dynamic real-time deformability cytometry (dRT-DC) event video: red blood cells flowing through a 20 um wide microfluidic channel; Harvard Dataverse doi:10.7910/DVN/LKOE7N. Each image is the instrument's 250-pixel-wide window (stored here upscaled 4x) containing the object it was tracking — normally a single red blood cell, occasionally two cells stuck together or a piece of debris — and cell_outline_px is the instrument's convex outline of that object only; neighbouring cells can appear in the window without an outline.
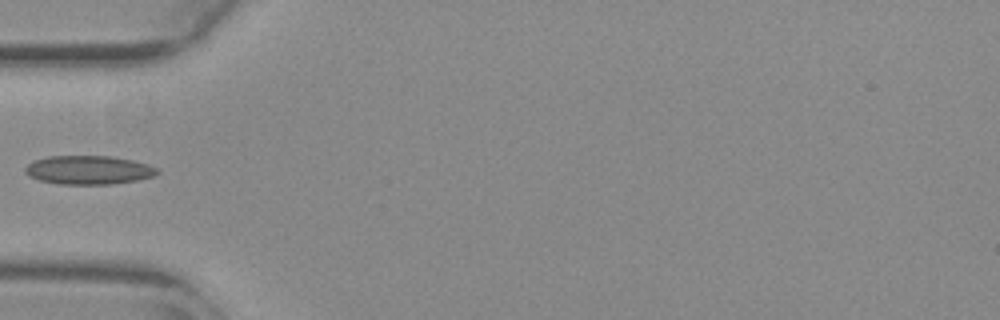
{"species": "common noctule bat (a hibernating species)", "species_latin": "Nyctalus noctula", "temperature_condition": "warm", "stored_images_in_passage": 37, "camera_frame_rate_fps": 3000, "um_per_image_px": 0.085, "animal": {"sex": "female", "body_mass_g": 29.2, "forearm_length_mm": 56.3}, "frame": {"image": 1, "passage_image": 1, "time_ms": 0.0, "image_size_px": [1000, 320], "cell_outline_px": [[160, 172], [156, 176], [136, 180], [112, 184], [60, 184], [40, 180], [28, 176], [24, 172], [24, 168], [32, 160], [48, 156], [112, 156], [132, 160], [148, 164], [156, 168]], "centroid_in_image_um": [7.52, 14.44], "position_along_channel_um": 77.5, "area_um2": 22.25}}
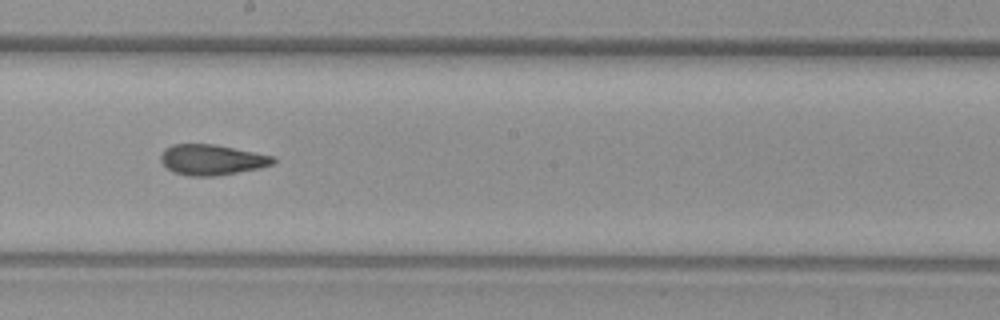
{"frame": {"image": 2, "passage_image": 13, "time_ms": 4.0, "image_size_px": [1000, 320], "cell_outline_px": [[276, 160], [272, 164], [260, 168], [216, 176], [188, 176], [172, 172], [160, 160], [160, 156], [164, 148], [172, 144], [212, 144], [276, 156]], "centroid_in_image_um": [17.99, 13.58], "position_along_channel_um": 230.2, "area_um2": 20.06}}
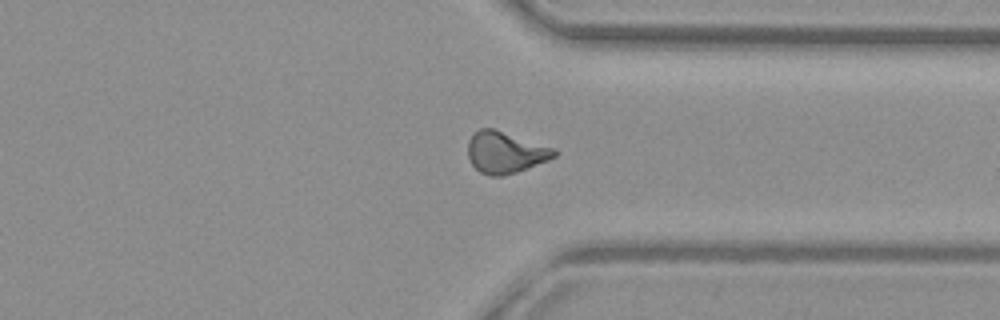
{"frame": {"image": 3, "passage_image": 24, "time_ms": 7.667, "image_size_px": [1000, 320], "cell_outline_px": [[556, 156], [548, 160], [516, 172], [504, 176], [492, 176], [480, 172], [472, 164], [468, 156], [468, 140], [480, 128], [492, 128], [556, 148]], "centroid_in_image_um": [42.95, 12.95], "position_along_channel_um": 368.4, "area_um2": 20.75}}